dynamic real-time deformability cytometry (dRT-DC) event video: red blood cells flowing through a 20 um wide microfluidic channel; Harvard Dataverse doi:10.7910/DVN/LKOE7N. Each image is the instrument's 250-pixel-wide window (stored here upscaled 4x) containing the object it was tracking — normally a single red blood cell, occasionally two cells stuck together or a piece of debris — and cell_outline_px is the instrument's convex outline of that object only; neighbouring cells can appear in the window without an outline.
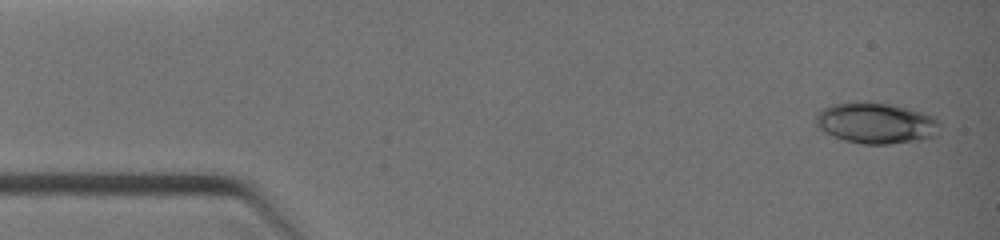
{"species": "common noctule bat (a hibernating species)", "species_latin": "Nyctalus noctula", "temperature_condition": "warm", "stored_images_in_passage": 9, "camera_frame_rate_fps": 3000, "um_per_image_px": 0.085, "animal": {"sex": "female", "body_mass_g": 19.0, "forearm_length_mm": 51.5}, "frame": {"image": 1, "passage_image": 1, "time_ms": 0.0, "image_size_px": [1000, 240], "cell_outline_px": [[940, 124], [936, 136], [924, 140], [888, 144], [864, 144], [844, 140], [832, 136], [816, 128], [816, 116], [824, 108], [832, 104], [848, 100], [872, 100], [892, 104], [908, 108], [936, 116], [940, 120]], "centroid_in_image_um": [74.47, 10.43], "position_along_channel_um": 10.5, "area_um2": 30.58}}
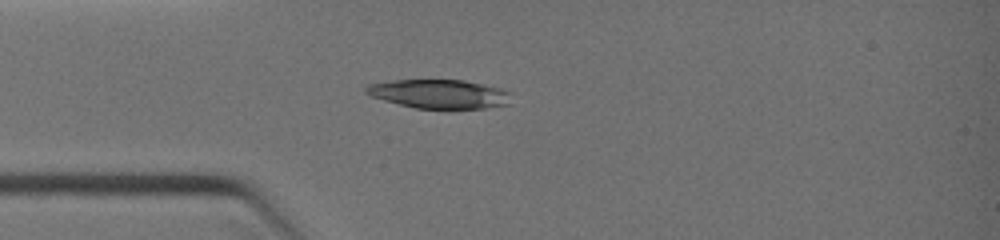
{"frame": {"image": 2, "passage_image": 8, "time_ms": 2.667, "image_size_px": [1000, 240], "cell_outline_px": [[512, 92], [508, 104], [484, 108], [452, 112], [416, 108], [384, 100], [372, 96], [364, 92], [364, 88], [368, 84], [392, 80], [464, 80], [500, 88]], "centroid_in_image_um": [37.37, 8.02], "position_along_channel_um": 47.6, "area_um2": 25.26}}